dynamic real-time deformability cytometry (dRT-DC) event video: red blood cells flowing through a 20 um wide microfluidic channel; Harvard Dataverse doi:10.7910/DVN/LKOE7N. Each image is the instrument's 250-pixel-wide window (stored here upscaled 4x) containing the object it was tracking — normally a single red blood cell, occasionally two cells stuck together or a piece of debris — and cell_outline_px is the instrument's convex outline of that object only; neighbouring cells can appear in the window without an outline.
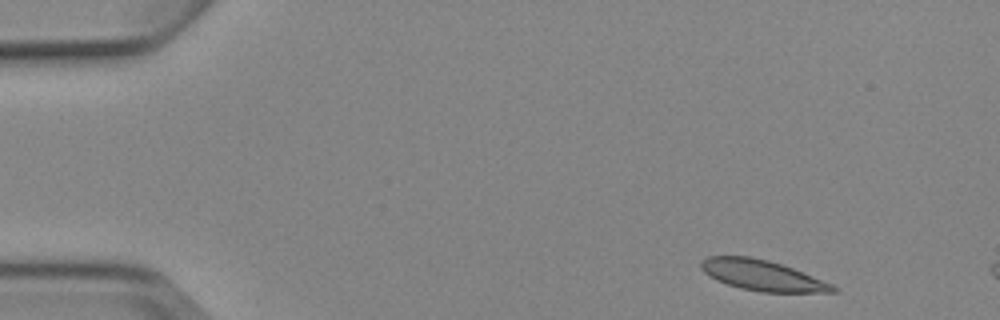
{"species": "Egyptian fruit bat (a non-hibernating species)", "species_latin": "Rousettus aegyptiacus", "temperature_condition": "cold", "stored_images_in_passage": 3, "camera_frame_rate_fps": 3000, "um_per_image_px": 0.085, "animal": {"sex": "female"}, "frame": {"image": 1, "passage_image": 1, "time_ms": 0.0, "image_size_px": [1000, 320], "cell_outline_px": [[840, 292], [760, 292], [740, 288], [716, 280], [704, 272], [700, 268], [700, 260], [708, 256], [748, 256], [768, 260], [792, 268], [832, 284], [840, 288]], "centroid_in_image_um": [64.78, 23.41], "position_along_channel_um": 20.2, "area_um2": 23.41}}